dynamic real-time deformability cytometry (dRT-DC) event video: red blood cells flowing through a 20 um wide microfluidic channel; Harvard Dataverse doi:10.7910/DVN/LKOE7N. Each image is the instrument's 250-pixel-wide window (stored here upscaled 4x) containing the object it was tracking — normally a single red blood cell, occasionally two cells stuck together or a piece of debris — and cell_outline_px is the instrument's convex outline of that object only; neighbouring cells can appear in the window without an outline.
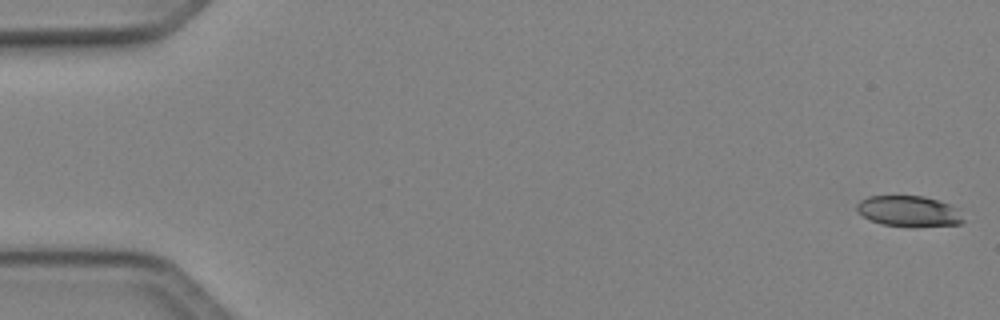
{"species": "Egyptian fruit bat (a non-hibernating species)", "species_latin": "Rousettus aegyptiacus", "temperature_condition": "cold", "stored_images_in_passage": 50, "camera_frame_rate_fps": 3000, "um_per_image_px": 0.085, "animal": {"sex": "female"}, "frame": {"image": 1, "passage_image": 1, "time_ms": 0.0, "image_size_px": [1000, 320], "cell_outline_px": [[964, 220], [960, 224], [912, 228], [908, 228], [880, 224], [856, 212], [856, 204], [860, 200], [868, 196], [924, 196], [940, 200], [956, 208]], "centroid_in_image_um": [77.23, 17.97], "position_along_channel_um": 7.8, "area_um2": 19.48}}
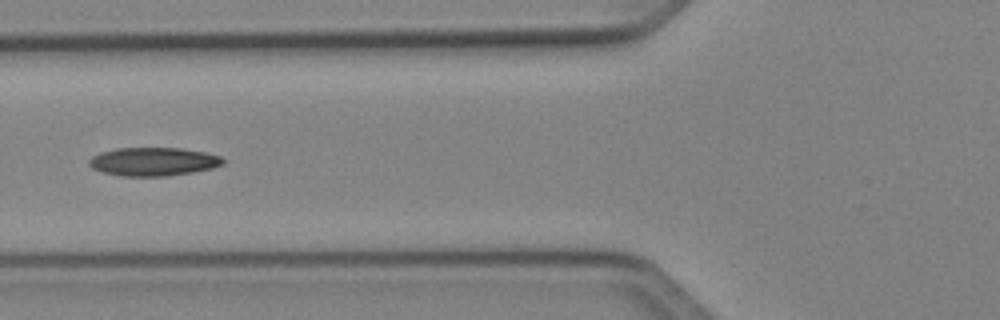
{"frame": {"image": 2, "passage_image": 20, "time_ms": 6.333, "image_size_px": [1000, 320], "cell_outline_px": [[228, 160], [224, 164], [212, 168], [192, 172], [164, 176], [120, 176], [100, 172], [92, 168], [88, 164], [88, 160], [92, 156], [100, 152], [116, 148], [180, 148], [204, 152], [220, 156]], "centroid_in_image_um": [13.02, 13.74], "position_along_channel_um": 112.8, "area_um2": 22.37}}
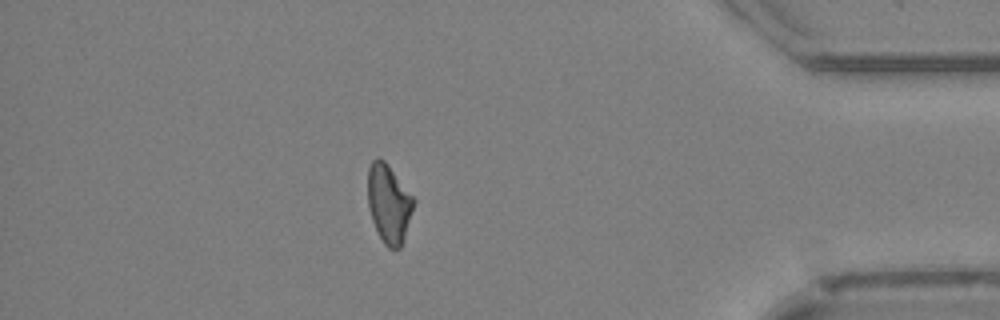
{"frame": {"image": 3, "passage_image": 44, "time_ms": 14.333, "image_size_px": [1000, 320], "cell_outline_px": [[416, 200], [400, 248], [388, 248], [384, 244], [372, 220], [368, 208], [368, 168], [372, 160], [376, 156], [384, 160]], "centroid_in_image_um": [33.03, 17.28], "position_along_channel_um": 402.2, "area_um2": 20.75}, "authors_computed_cell_mechanics": {"area_um2": 21.2993, "velocity_mm_per_s": 4.1107, "shape_relaxation_time_tau1_ms": 7.9794, "shape_relaxation_time_tau2_ms": null, "deformation_change_tau1": 0.1737, "deformation_change_tau2": null}}